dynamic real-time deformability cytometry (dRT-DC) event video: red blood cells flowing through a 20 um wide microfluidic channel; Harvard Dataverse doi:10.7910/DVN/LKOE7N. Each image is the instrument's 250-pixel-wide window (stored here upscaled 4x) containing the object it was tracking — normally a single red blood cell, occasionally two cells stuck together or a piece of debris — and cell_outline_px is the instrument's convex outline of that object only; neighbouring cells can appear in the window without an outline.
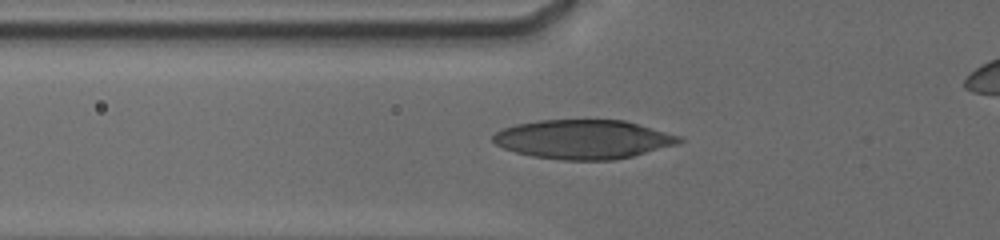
{"species": "human", "species_latin": "Homo sapiens", "temperature_condition": "cold", "stored_images_in_passage": 59, "camera_frame_rate_fps": 3000, "um_per_image_px": 0.085, "donor": {"sex": "male"}, "frame": {"image": 1, "passage_image": 3, "time_ms": 0.333, "image_size_px": [1000, 240], "cell_outline_px": [[684, 140], [676, 144], [632, 156], [612, 160], [564, 160], [532, 156], [516, 152], [504, 148], [496, 144], [492, 140], [492, 136], [496, 132], [504, 128], [516, 124], [540, 120], [624, 120], [680, 136]], "centroid_in_image_um": [49.55, 11.84], "position_along_channel_um": 76.2, "area_um2": 42.02}}
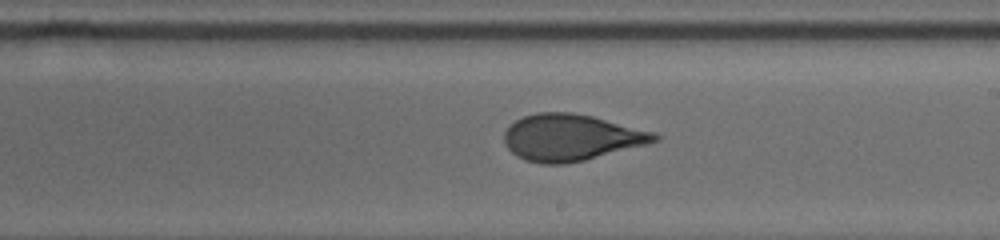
{"frame": {"image": 2, "passage_image": 27, "time_ms": 4.667, "image_size_px": [1000, 240], "cell_outline_px": [[660, 140], [648, 144], [584, 160], [564, 164], [540, 164], [524, 160], [516, 156], [504, 144], [504, 132], [516, 120], [524, 116], [536, 112], [572, 112], [592, 116], [656, 132], [660, 136]], "centroid_in_image_um": [48.55, 11.69], "position_along_channel_um": 240.5, "area_um2": 40.86}}
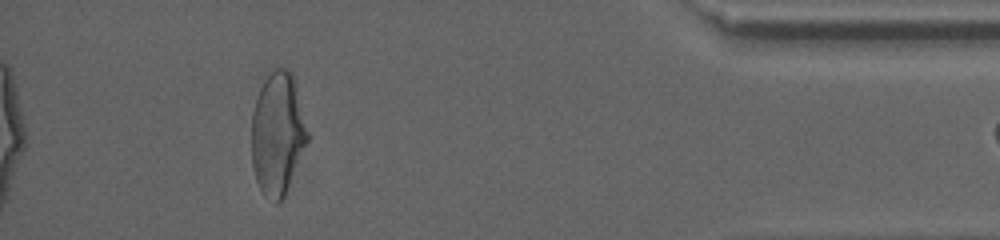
{"frame": {"image": 3, "passage_image": 55, "time_ms": 10.333, "image_size_px": [1000, 240], "cell_outline_px": [[312, 136], [284, 196], [276, 204], [264, 196], [256, 180], [252, 164], [252, 112], [260, 88], [264, 80], [276, 68], [288, 68], [292, 72]], "centroid_in_image_um": [23.65, 11.37], "position_along_channel_um": 411.6, "area_um2": 40.75}}